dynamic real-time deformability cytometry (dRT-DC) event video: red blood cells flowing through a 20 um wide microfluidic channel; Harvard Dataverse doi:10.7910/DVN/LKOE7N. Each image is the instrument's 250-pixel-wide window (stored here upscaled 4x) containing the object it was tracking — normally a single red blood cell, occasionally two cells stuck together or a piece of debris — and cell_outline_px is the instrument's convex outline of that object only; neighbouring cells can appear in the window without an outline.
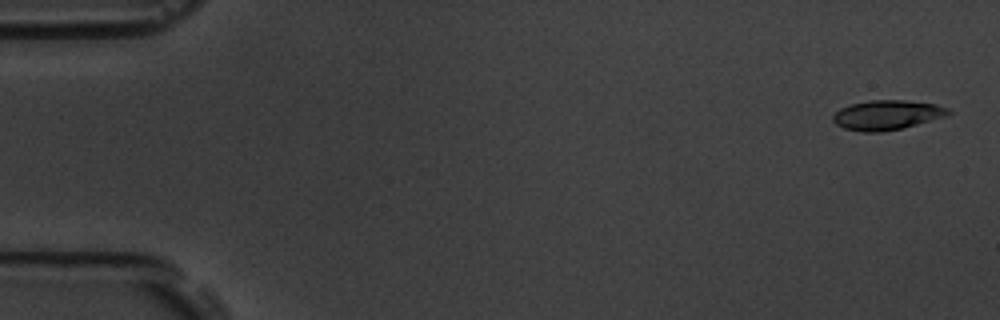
{"species": "common noctule bat (a hibernating species)", "species_latin": "Nyctalus noctula", "temperature_condition": "room temperature", "stored_images_in_passage": 6, "camera_frame_rate_fps": 3000, "um_per_image_px": 0.085, "animal": {"sex": "male", "body_mass_g": 19.5, "forearm_length_mm": 54.6}, "frame": {"image": 1, "passage_image": 1, "time_ms": 0.0, "image_size_px": [1000, 320], "cell_outline_px": [[952, 112], [948, 116], [900, 128], [880, 132], [864, 132], [844, 128], [836, 124], [832, 120], [832, 116], [840, 108], [852, 104], [868, 100], [904, 100], [936, 104], [948, 108]], "centroid_in_image_um": [75.4, 9.76], "position_along_channel_um": 9.6, "area_um2": 19.83}}
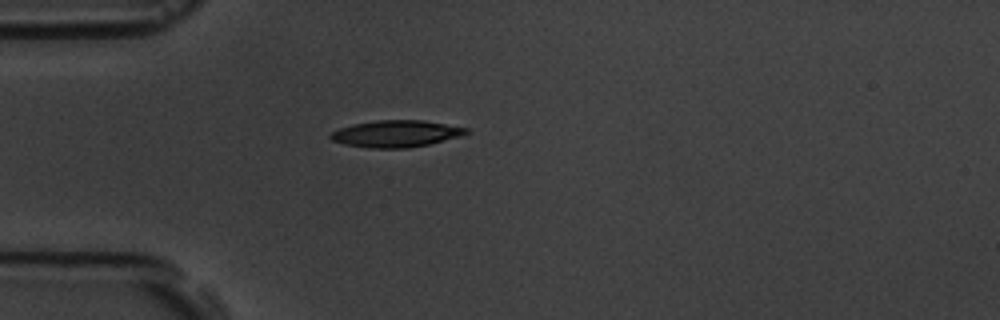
{"frame": {"image": 2, "passage_image": 5, "time_ms": 4.667, "image_size_px": [1000, 320], "cell_outline_px": [[472, 132], [464, 136], [428, 144], [408, 148], [372, 148], [344, 144], [332, 140], [328, 136], [332, 132], [340, 128], [352, 124], [376, 120], [424, 120], [468, 128]], "centroid_in_image_um": [33.71, 11.36], "position_along_channel_um": 51.3, "area_um2": 21.33}}